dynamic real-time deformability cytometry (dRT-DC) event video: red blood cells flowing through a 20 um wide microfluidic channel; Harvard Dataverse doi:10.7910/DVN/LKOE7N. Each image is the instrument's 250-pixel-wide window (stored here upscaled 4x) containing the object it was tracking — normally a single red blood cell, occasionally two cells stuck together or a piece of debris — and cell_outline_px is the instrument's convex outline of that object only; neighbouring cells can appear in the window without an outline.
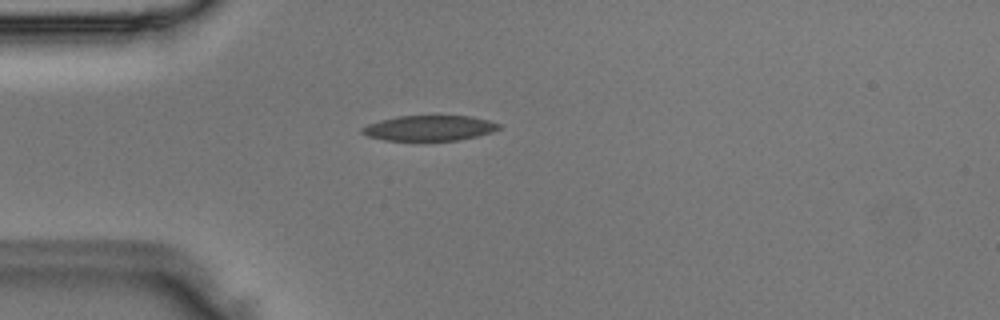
{"species": "Egyptian fruit bat (a non-hibernating species)", "species_latin": "Rousettus aegyptiacus", "temperature_condition": "room temperature", "stored_images_in_passage": 5, "camera_frame_rate_fps": 3000, "um_per_image_px": 0.085, "animal": {"sex": "male"}, "frame": {"image": 1, "passage_image": 4, "time_ms": 1.0, "image_size_px": [1000, 320], "cell_outline_px": [[504, 124], [500, 128], [492, 132], [476, 136], [456, 140], [384, 140], [368, 136], [360, 132], [360, 128], [368, 124], [380, 120], [396, 116], [472, 116]], "centroid_in_image_um": [36.5, 10.88], "position_along_channel_um": 48.5, "area_um2": 20.17}}